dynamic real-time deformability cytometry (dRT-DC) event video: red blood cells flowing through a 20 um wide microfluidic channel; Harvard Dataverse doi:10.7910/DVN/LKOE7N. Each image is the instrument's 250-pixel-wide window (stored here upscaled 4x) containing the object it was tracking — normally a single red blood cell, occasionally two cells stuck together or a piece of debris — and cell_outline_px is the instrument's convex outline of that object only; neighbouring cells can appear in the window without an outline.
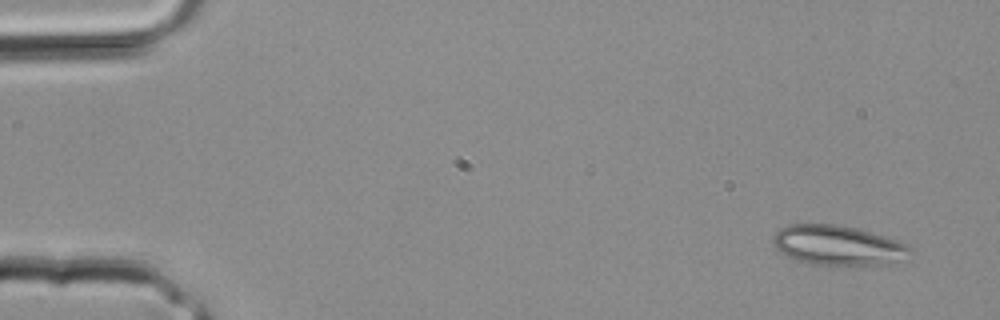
{"species": "common noctule bat (a hibernating species)", "species_latin": "Nyctalus noctula", "temperature_condition": "room temperature", "stored_images_in_passage": 3, "camera_frame_rate_fps": 3000, "um_per_image_px": 0.085, "animal": {"sex": "male", "body_mass_g": 20.4}, "frame": {"image": 1, "passage_image": 1, "time_ms": 0.0, "image_size_px": [1000, 320], "cell_outline_px": [[912, 252], [904, 260], [896, 264], [856, 268], [836, 268], [812, 264], [796, 260], [780, 252], [776, 248], [772, 240], [772, 236], [780, 228], [788, 224], [836, 224], [856, 228], [884, 236], [908, 244], [912, 248]], "centroid_in_image_um": [71.29, 20.92], "position_along_channel_um": 13.7, "area_um2": 33.35}}